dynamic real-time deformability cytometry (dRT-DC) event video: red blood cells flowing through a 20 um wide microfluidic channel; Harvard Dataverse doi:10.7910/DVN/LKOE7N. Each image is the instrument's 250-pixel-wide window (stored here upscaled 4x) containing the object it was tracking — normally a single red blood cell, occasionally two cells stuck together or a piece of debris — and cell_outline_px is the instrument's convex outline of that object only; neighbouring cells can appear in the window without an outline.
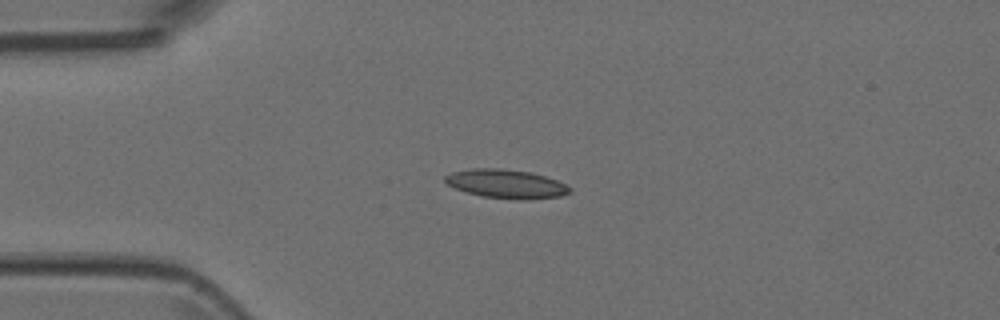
{"species": "Egyptian fruit bat (a non-hibernating species)", "species_latin": "Rousettus aegyptiacus", "temperature_condition": "room temperature", "stored_images_in_passage": 4, "camera_frame_rate_fps": 3000, "um_per_image_px": 0.085, "animal": {"sex": "female"}, "frame": {"image": 1, "passage_image": 3, "time_ms": 0.667, "image_size_px": [1000, 320], "cell_outline_px": [[572, 192], [560, 196], [528, 200], [516, 200], [484, 196], [452, 188], [444, 180], [444, 176], [452, 172], [472, 168], [500, 168], [528, 172], [544, 176], [556, 180], [572, 188]], "centroid_in_image_um": [43.02, 15.63], "position_along_channel_um": 42.0, "area_um2": 20.92}}